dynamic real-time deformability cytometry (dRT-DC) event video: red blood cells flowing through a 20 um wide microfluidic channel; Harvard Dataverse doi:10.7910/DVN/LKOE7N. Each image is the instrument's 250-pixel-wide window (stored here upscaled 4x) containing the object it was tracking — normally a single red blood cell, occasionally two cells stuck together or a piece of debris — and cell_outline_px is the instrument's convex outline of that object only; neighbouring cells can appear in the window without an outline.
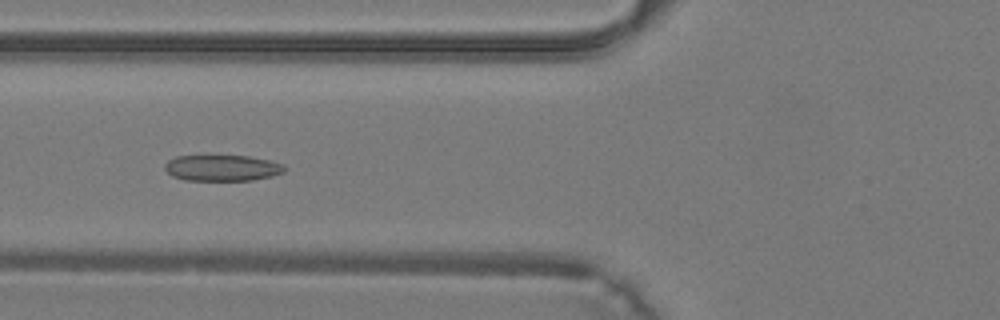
{"species": "common noctule bat (a hibernating species)", "species_latin": "Nyctalus noctula", "temperature_condition": "warm", "stored_images_in_passage": 38, "camera_frame_rate_fps": 3000, "um_per_image_px": 0.085, "animal": {"sex": "male", "body_mass_g": 19.2, "forearm_length_mm": 51.8}, "frame": {"image": 1, "passage_image": 14, "time_ms": 4.333, "image_size_px": [1000, 320], "cell_outline_px": [[288, 168], [284, 172], [272, 176], [252, 180], [184, 180], [172, 176], [164, 168], [164, 164], [168, 160], [176, 156], [248, 156], [268, 160], [284, 164]], "centroid_in_image_um": [18.9, 14.27], "position_along_channel_um": 106.9, "area_um2": 18.21}}
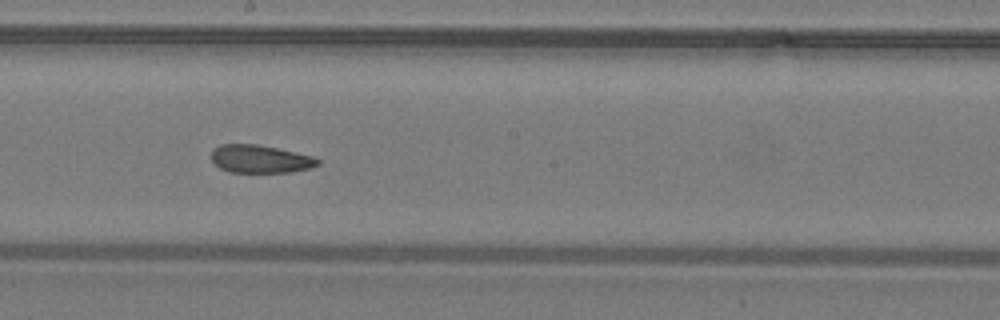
{"frame": {"image": 2, "passage_image": 21, "time_ms": 6.667, "image_size_px": [1000, 320], "cell_outline_px": [[320, 164], [308, 168], [292, 172], [228, 172], [220, 168], [212, 160], [212, 148], [220, 144], [256, 144], [276, 148], [312, 156], [320, 160]], "centroid_in_image_um": [22.09, 13.51], "position_along_channel_um": 226.1, "area_um2": 17.22}}
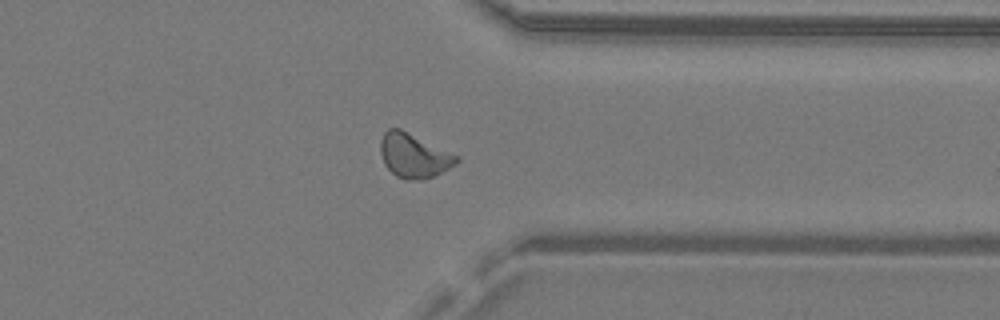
{"frame": {"image": 3, "passage_image": 30, "time_ms": 9.667, "image_size_px": [1000, 320], "cell_outline_px": [[460, 160], [456, 164], [432, 176], [420, 180], [404, 180], [396, 176], [384, 164], [380, 152], [380, 140], [384, 132], [388, 128], [400, 128], [460, 156]], "centroid_in_image_um": [35.17, 13.22], "position_along_channel_um": 376.2, "area_um2": 19.65}}